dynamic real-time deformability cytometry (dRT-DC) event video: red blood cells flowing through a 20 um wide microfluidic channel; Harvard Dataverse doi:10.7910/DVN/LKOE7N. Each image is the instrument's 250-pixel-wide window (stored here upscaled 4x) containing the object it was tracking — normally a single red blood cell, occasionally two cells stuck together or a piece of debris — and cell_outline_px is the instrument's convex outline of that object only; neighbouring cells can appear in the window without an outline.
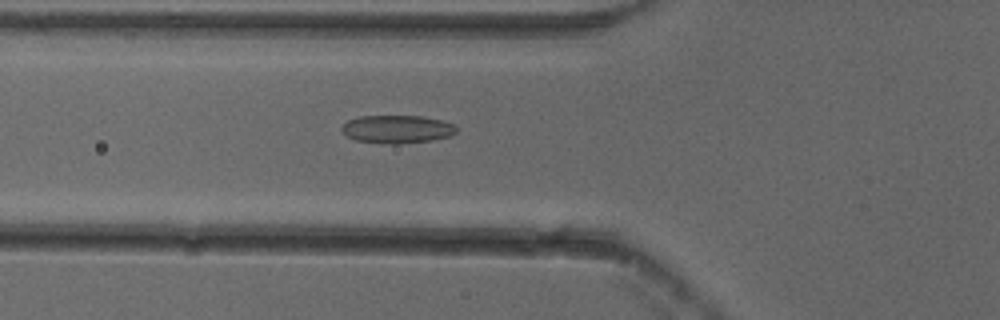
{"species": "common noctule bat (a hibernating species)", "species_latin": "Nyctalus noctula", "temperature_condition": "cold", "stored_images_in_passage": 54, "camera_frame_rate_fps": 3000, "um_per_image_px": 0.085, "animal": {"sex": "female"}, "frame": {"image": 1, "passage_image": 20, "time_ms": 6.333, "image_size_px": [1000, 320], "cell_outline_px": [[456, 132], [452, 136], [432, 140], [396, 144], [384, 144], [356, 140], [348, 136], [340, 128], [348, 120], [360, 116], [420, 116], [444, 120], [452, 124], [456, 128]], "centroid_in_image_um": [33.77, 10.98], "position_along_channel_um": 92.0, "area_um2": 18.73}}
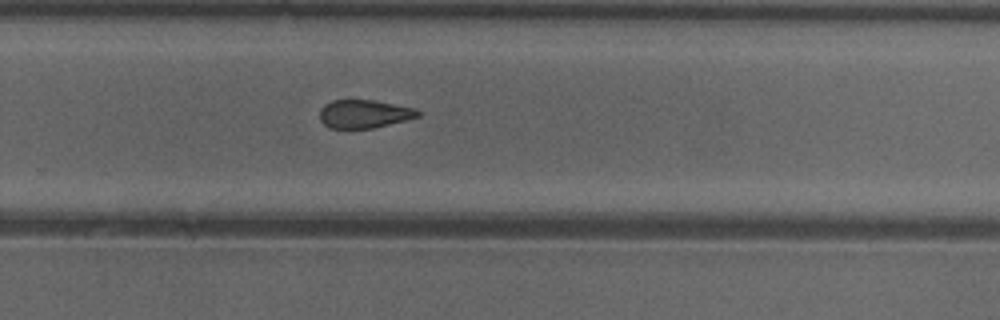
{"frame": {"image": 2, "passage_image": 36, "time_ms": 11.667, "image_size_px": [1000, 320], "cell_outline_px": [[420, 116], [372, 128], [328, 128], [320, 120], [320, 108], [324, 104], [332, 100], [376, 100], [416, 108], [420, 112]], "centroid_in_image_um": [30.93, 9.67], "position_along_channel_um": 298.9, "area_um2": 16.18}}
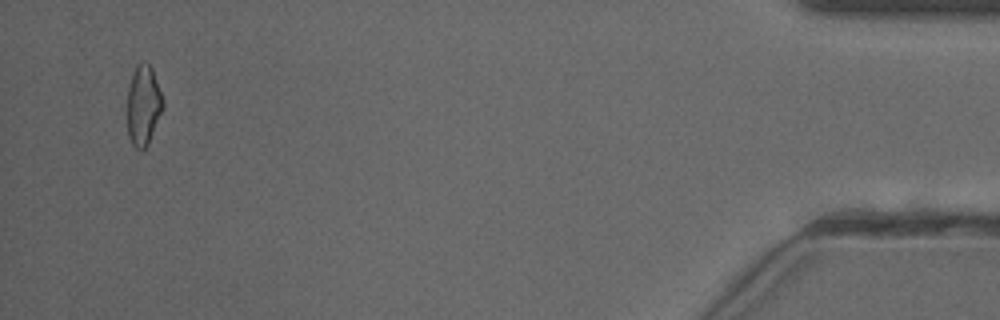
{"frame": {"image": 3, "passage_image": 52, "time_ms": 17.0, "image_size_px": [1000, 320], "cell_outline_px": [[164, 108], [148, 144], [140, 152], [132, 144], [128, 136], [128, 88], [132, 76], [140, 60], [144, 60], [152, 68], [164, 100]], "centroid_in_image_um": [12.21, 8.97], "position_along_channel_um": 423.0, "area_um2": 16.7}, "authors_computed_cell_mechanics": {"area_um2": 17.629, "velocity_mm_per_s": 3.8741, "shape_relaxation_time_tau1_ms": null, "shape_relaxation_time_tau2_ms": 2.7174, "deformation_change_tau1": null, "deformation_change_tau2": 0.0963}}